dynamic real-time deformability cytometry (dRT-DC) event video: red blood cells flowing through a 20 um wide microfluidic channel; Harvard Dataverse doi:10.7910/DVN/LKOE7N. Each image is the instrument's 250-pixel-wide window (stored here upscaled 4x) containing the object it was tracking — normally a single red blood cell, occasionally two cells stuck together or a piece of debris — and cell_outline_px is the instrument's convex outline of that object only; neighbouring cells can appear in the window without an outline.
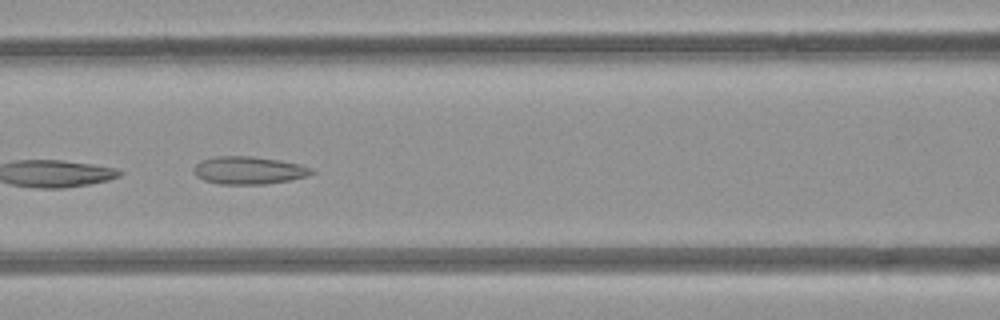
{"species": "common noctule bat (a hibernating species)", "species_latin": "Nyctalus noctula", "temperature_condition": "room temperature", "stored_images_in_passage": 5, "camera_frame_rate_fps": 3000, "um_per_image_px": 0.085, "animal": {"sex": "female", "body_mass_g": 21.9}, "frame": {"image": 1, "passage_image": 5, "time_ms": 4.667, "image_size_px": [1000, 320], "cell_outline_px": [[316, 172], [308, 176], [288, 180], [264, 184], [220, 184], [204, 180], [196, 176], [192, 172], [192, 168], [200, 160], [216, 156], [252, 156], [300, 164], [312, 168]], "centroid_in_image_um": [21.11, 14.47], "position_along_channel_um": 145.5, "area_um2": 19.07}}